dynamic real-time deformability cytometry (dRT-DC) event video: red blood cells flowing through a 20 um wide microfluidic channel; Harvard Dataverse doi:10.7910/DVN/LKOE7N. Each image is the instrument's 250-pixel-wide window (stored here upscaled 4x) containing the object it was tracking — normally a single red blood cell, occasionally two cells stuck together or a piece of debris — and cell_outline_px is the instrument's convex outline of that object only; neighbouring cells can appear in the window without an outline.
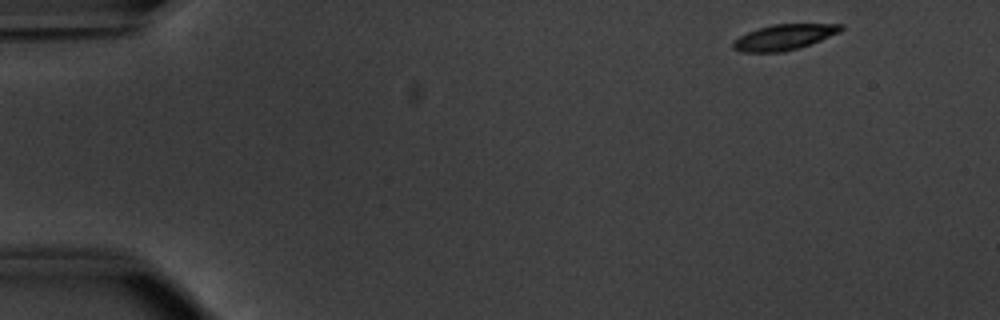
{"species": "common noctule bat (a hibernating species)", "species_latin": "Nyctalus noctula", "temperature_condition": "warm", "stored_images_in_passage": 10, "camera_frame_rate_fps": 3000, "um_per_image_px": 0.085, "animal": {"sex": "male", "body_mass_g": 20.1, "forearm_length_mm": 53.5}, "frame": {"image": 1, "passage_image": 1, "time_ms": 0.0, "image_size_px": [1000, 320], "cell_outline_px": [[844, 28], [840, 32], [800, 48], [784, 52], [740, 52], [732, 48], [732, 44], [740, 36], [748, 32], [772, 24], [844, 24]], "centroid_in_image_um": [66.66, 3.16], "position_along_channel_um": 18.3, "area_um2": 16.01}}